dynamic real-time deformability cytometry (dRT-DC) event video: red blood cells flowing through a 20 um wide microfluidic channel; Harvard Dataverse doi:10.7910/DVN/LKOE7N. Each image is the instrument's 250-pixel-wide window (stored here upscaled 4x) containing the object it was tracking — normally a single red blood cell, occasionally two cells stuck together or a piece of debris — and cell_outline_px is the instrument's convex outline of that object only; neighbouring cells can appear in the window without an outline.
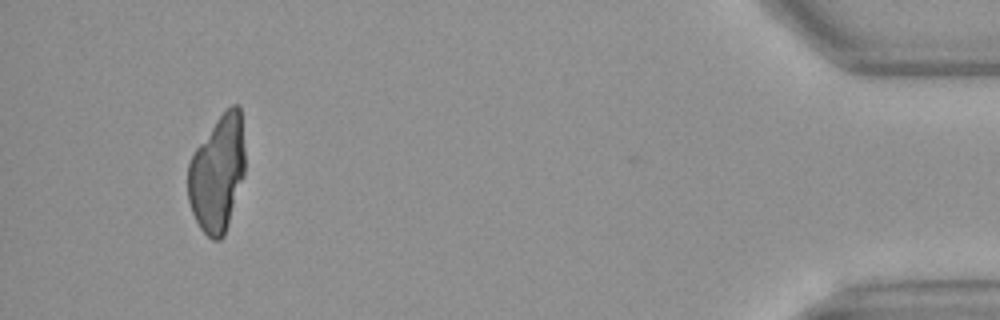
{"species": "Egyptian fruit bat (a non-hibernating species)", "species_latin": "Rousettus aegyptiacus", "temperature_condition": "warm", "stored_images_in_passage": 37, "camera_frame_rate_fps": 3000, "um_per_image_px": 0.085, "animal": {"sex": "female"}, "frame": {"image": 1, "passage_image": 34, "time_ms": 11.0, "image_size_px": [1000, 320], "cell_outline_px": [[244, 176], [224, 236], [220, 240], [212, 240], [200, 228], [192, 212], [188, 200], [188, 164], [196, 148], [216, 120], [232, 104], [236, 104], [240, 108], [244, 148]], "centroid_in_image_um": [18.47, 14.77], "position_along_channel_um": 416.7, "area_um2": 38.38}}